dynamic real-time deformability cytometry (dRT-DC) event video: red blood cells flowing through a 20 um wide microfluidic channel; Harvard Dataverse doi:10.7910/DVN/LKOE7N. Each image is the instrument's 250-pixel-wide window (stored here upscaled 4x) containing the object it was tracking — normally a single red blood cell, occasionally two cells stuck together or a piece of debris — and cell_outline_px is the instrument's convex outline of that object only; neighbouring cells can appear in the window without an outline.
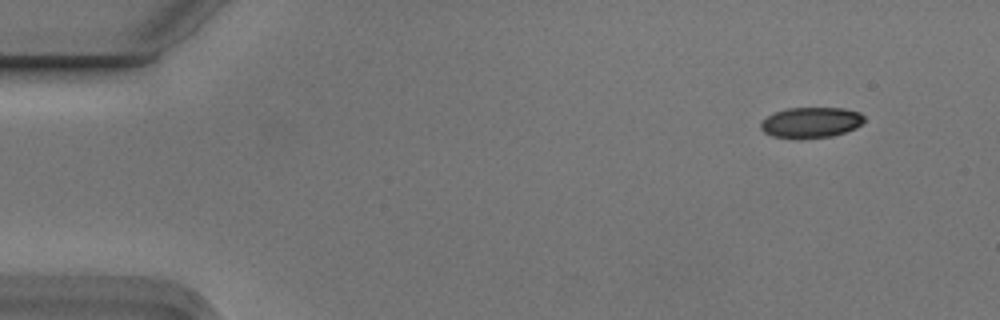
{"species": "Egyptian fruit bat (a non-hibernating species)", "species_latin": "Rousettus aegyptiacus", "temperature_condition": "cold", "stored_images_in_passage": 4, "camera_frame_rate_fps": 3000, "um_per_image_px": 0.085, "animal": {"sex": "male"}, "frame": {"image": 1, "passage_image": 1, "time_ms": 0.0, "image_size_px": [1000, 320], "cell_outline_px": [[864, 120], [856, 128], [832, 136], [800, 140], [796, 140], [772, 136], [764, 132], [760, 128], [760, 124], [768, 116], [776, 112], [788, 108], [844, 108], [860, 112], [864, 116]], "centroid_in_image_um": [68.93, 10.43], "position_along_channel_um": 16.1, "area_um2": 18.67}}
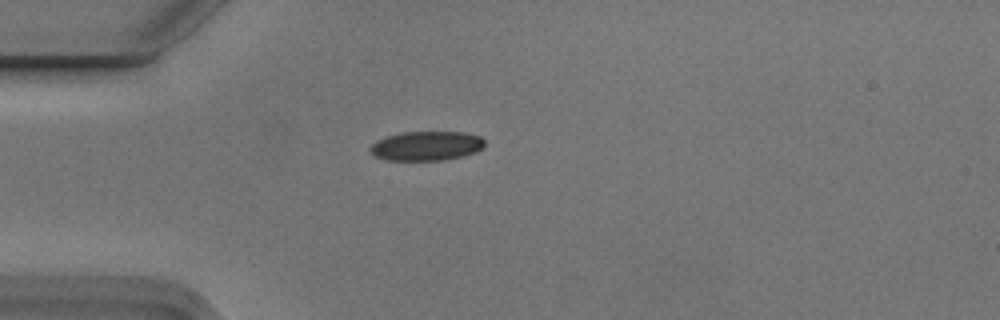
{"frame": {"image": 2, "passage_image": 4, "time_ms": 1.0, "image_size_px": [1000, 320], "cell_outline_px": [[484, 144], [476, 152], [464, 156], [444, 160], [388, 160], [376, 156], [368, 148], [376, 140], [400, 132], [464, 132], [480, 136], [484, 140]], "centroid_in_image_um": [36.25, 12.4], "position_along_channel_um": 48.8, "area_um2": 19.54}}